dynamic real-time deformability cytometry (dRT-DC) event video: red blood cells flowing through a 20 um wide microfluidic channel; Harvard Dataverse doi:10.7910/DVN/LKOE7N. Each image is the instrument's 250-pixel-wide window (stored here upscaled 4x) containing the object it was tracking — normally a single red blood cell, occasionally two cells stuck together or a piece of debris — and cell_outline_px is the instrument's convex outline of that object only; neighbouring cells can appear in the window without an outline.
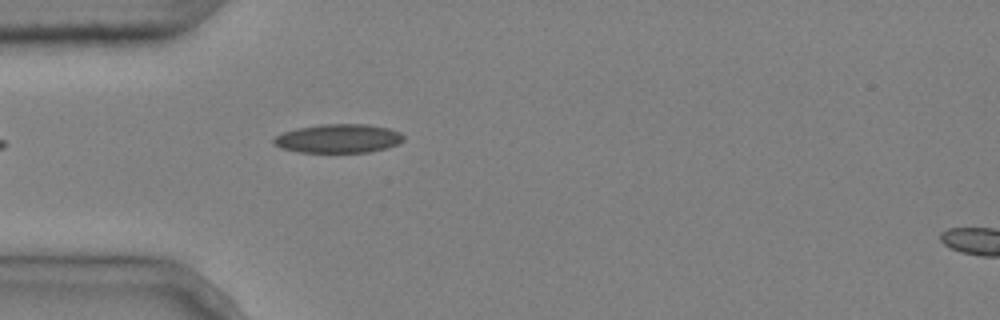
{"species": "common noctule bat (a hibernating species)", "species_latin": "Nyctalus noctula", "temperature_condition": "cold", "stored_images_in_passage": 5, "segment_of_instrument_passage": [1, 2], "camera_frame_rate_fps": 3000, "um_per_image_px": 0.085, "animal": {"sex": "male", "body_mass_g": 20.4}, "frame": {"image": 1, "passage_image": 4, "time_ms": 1.0, "image_size_px": [1000, 320], "cell_outline_px": [[404, 140], [388, 148], [368, 152], [300, 152], [280, 148], [272, 144], [272, 140], [276, 136], [284, 132], [296, 128], [320, 124], [368, 124], [388, 128], [400, 132], [404, 136]], "centroid_in_image_um": [28.75, 11.77], "position_along_channel_um": 56.2, "area_um2": 21.91}}